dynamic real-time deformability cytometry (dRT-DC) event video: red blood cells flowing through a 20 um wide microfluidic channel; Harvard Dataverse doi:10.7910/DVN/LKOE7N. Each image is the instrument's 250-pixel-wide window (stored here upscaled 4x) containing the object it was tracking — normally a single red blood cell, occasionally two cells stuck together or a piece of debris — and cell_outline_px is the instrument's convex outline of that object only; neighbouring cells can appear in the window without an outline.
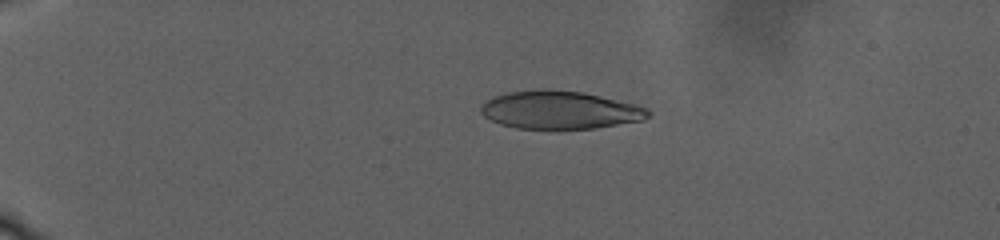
{"species": "human", "species_latin": "Homo sapiens", "temperature_condition": "warm", "stored_images_in_passage": 83, "camera_frame_rate_fps": 3000, "um_per_image_px": 0.085, "donor": {"sex": "male"}, "frame": {"image": 1, "passage_image": 25, "time_ms": 8.333, "image_size_px": [1000, 240], "cell_outline_px": [[652, 112], [644, 120], [596, 128], [516, 128], [500, 124], [484, 116], [480, 112], [480, 104], [484, 100], [492, 96], [508, 92], [540, 88], [548, 88], [584, 92], [636, 104], [648, 108]], "centroid_in_image_um": [47.57, 9.32], "position_along_channel_um": 37.4, "area_um2": 37.45}}
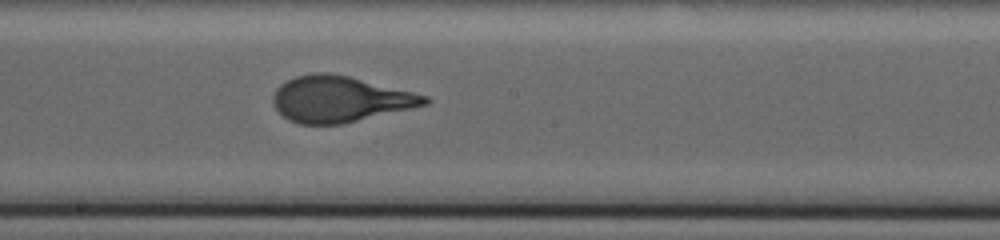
{"frame": {"image": 2, "passage_image": 57, "time_ms": 20.667, "image_size_px": [1000, 240], "cell_outline_px": [[432, 100], [428, 104], [412, 108], [340, 124], [300, 124], [288, 120], [272, 104], [272, 96], [276, 88], [280, 84], [296, 76], [316, 72], [328, 72], [348, 76], [428, 96]], "centroid_in_image_um": [28.86, 8.42], "position_along_channel_um": 219.3, "area_um2": 40.34}}
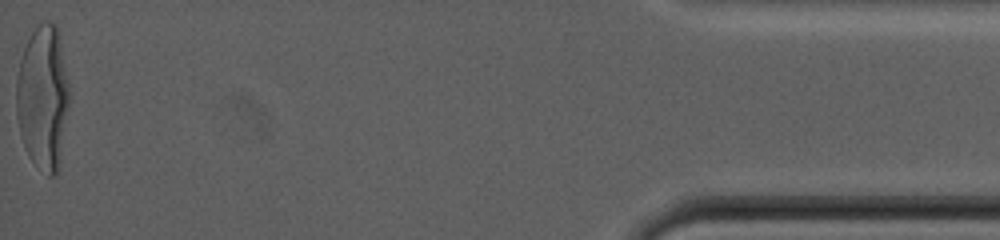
{"frame": {"image": 3, "passage_image": 83, "time_ms": 34.0, "image_size_px": [1000, 240], "cell_outline_px": [[68, 108], [60, 160], [56, 176], [48, 176], [28, 156], [20, 132], [16, 116], [16, 80], [20, 60], [24, 48], [32, 32], [44, 20], [52, 20], [56, 24], [60, 40], [68, 84]], "centroid_in_image_um": [3.64, 8.28], "position_along_channel_um": 431.6, "area_um2": 44.22}, "authors_computed_cell_mechanics": {"area_um2": 39.9976, "velocity_mm_per_s": 2.1514, "shape_relaxation_time_tau1_ms": 7.804, "shape_relaxation_time_tau2_ms": null, "deformation_change_tau1": 0.2652, "deformation_change_tau2": null}}